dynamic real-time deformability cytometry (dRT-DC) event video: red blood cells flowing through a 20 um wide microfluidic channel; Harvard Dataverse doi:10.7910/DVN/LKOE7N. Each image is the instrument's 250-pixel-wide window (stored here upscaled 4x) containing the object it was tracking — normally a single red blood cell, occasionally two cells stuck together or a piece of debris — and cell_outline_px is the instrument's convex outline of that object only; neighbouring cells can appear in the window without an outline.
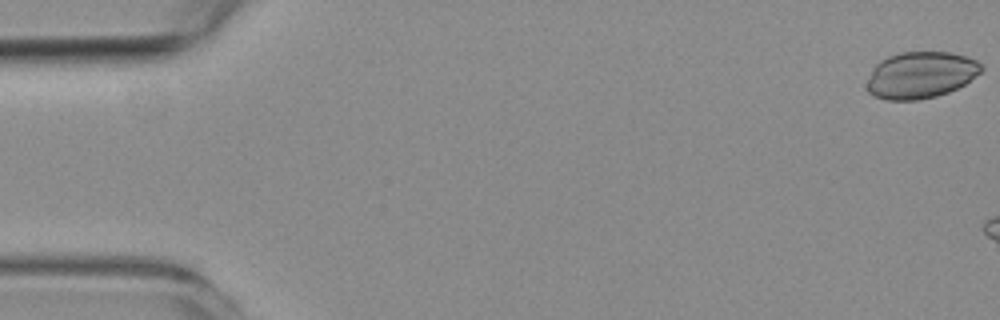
{"species": "common noctule bat (a hibernating species)", "species_latin": "Nyctalus noctula", "temperature_condition": "room temperature", "stored_images_in_passage": 6, "camera_frame_rate_fps": 3000, "um_per_image_px": 0.085, "animal": {"sex": "female", "body_mass_g": 19.3, "forearm_length_mm": 54.1}, "frame": {"image": 1, "passage_image": 1, "time_ms": 0.0, "image_size_px": [1000, 320], "cell_outline_px": [[984, 68], [980, 72], [964, 84], [948, 92], [936, 96], [916, 100], [888, 100], [872, 96], [868, 92], [868, 80], [872, 68], [880, 60], [888, 56], [900, 52], [952, 52], [976, 60]], "centroid_in_image_um": [78.23, 6.37], "position_along_channel_um": 6.8, "area_um2": 30.98}}